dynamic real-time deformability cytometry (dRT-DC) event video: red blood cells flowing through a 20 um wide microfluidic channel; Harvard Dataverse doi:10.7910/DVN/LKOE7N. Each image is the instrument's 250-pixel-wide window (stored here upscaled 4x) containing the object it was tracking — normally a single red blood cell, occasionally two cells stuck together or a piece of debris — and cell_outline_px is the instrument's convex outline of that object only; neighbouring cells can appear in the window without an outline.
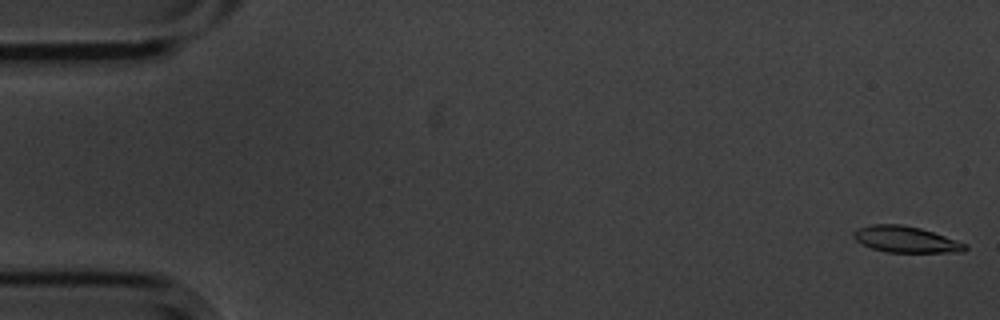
{"species": "common noctule bat (a hibernating species)", "species_latin": "Nyctalus noctula", "temperature_condition": "cold", "stored_images_in_passage": 57, "camera_frame_rate_fps": 3000, "um_per_image_px": 0.085, "animal": {"sex": "male", "body_mass_g": 20.1, "forearm_length_mm": 53.5}, "frame": {"image": 1, "passage_image": 1, "time_ms": 0.0, "image_size_px": [1000, 320], "cell_outline_px": [[968, 248], [964, 252], [888, 252], [872, 248], [856, 240], [852, 236], [852, 232], [856, 228], [872, 224], [900, 224], [920, 228], [968, 244]], "centroid_in_image_um": [76.99, 20.34], "position_along_channel_um": 8.0, "area_um2": 16.99}}
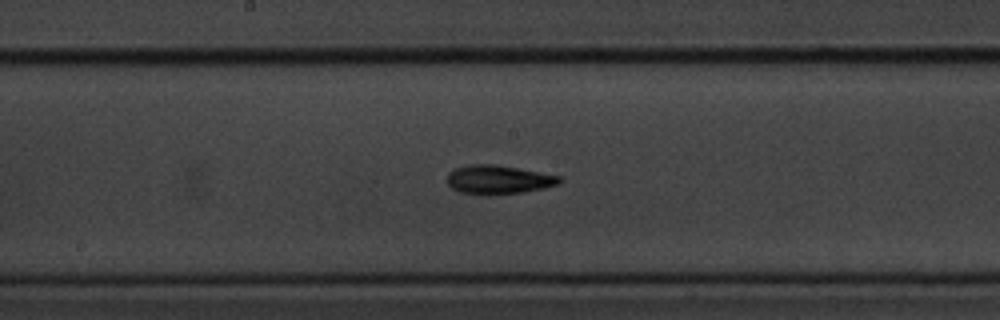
{"frame": {"image": 2, "passage_image": 29, "time_ms": 9.333, "image_size_px": [1000, 320], "cell_outline_px": [[560, 184], [544, 188], [520, 192], [460, 192], [452, 188], [444, 180], [448, 172], [456, 168], [468, 164], [496, 164], [560, 176]], "centroid_in_image_um": [42.33, 15.22], "position_along_channel_um": 205.9, "area_um2": 18.21}}
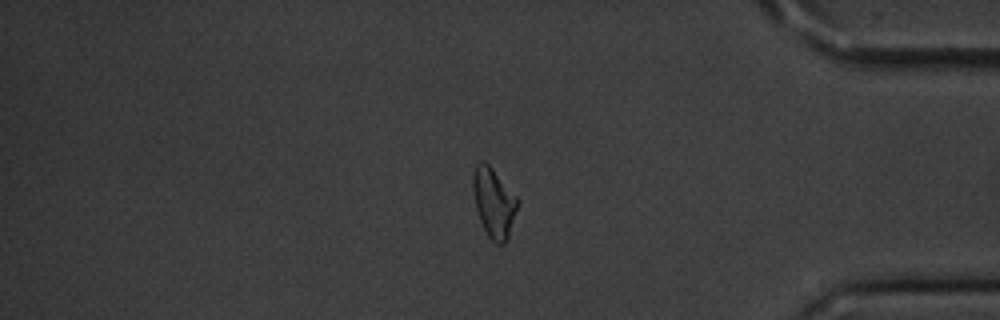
{"frame": {"image": 3, "passage_image": 47, "time_ms": 15.333, "image_size_px": [1000, 320], "cell_outline_px": [[520, 204], [508, 240], [504, 244], [496, 244], [488, 236], [480, 220], [476, 208], [472, 188], [472, 172], [476, 164], [480, 160], [484, 160], [492, 168], [520, 200]], "centroid_in_image_um": [41.99, 17.23], "position_along_channel_um": 393.2, "area_um2": 18.44}, "authors_computed_cell_mechanics": {"area_um2": 18.207, "velocity_mm_per_s": 3.553, "shape_relaxation_time_tau1_ms": 1.9958, "shape_relaxation_time_tau2_ms": 9.4436, "deformation_change_tau1": 0.119, "deformation_change_tau2": 0.1711}}